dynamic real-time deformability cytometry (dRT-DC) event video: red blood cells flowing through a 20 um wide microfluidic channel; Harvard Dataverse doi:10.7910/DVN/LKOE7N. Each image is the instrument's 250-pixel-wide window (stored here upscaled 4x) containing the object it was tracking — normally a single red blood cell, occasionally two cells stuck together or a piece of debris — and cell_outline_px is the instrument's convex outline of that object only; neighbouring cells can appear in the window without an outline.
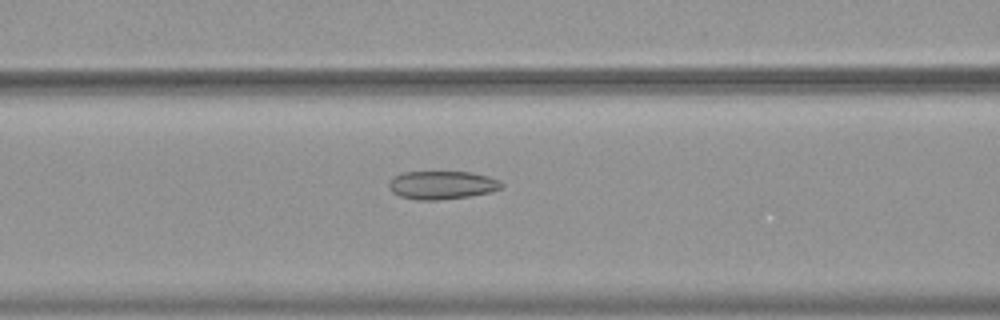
{"species": "common noctule bat (a hibernating species)", "species_latin": "Nyctalus noctula", "temperature_condition": "warm", "stored_images_in_passage": 55, "camera_frame_rate_fps": 3000, "um_per_image_px": 0.085, "animal": {"sex": "female", "body_mass_g": 19.9}, "frame": {"image": 1, "passage_image": 24, "time_ms": 7.667, "image_size_px": [1000, 320], "cell_outline_px": [[504, 184], [500, 188], [488, 192], [472, 196], [440, 200], [416, 200], [400, 196], [392, 192], [388, 188], [388, 180], [392, 176], [404, 172], [472, 172], [488, 176], [500, 180]], "centroid_in_image_um": [37.53, 15.73], "position_along_channel_um": 129.1, "area_um2": 18.79}}
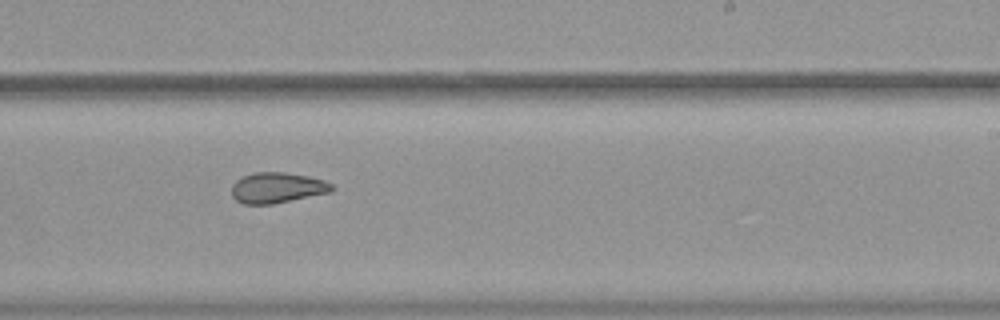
{"frame": {"image": 2, "passage_image": 35, "time_ms": 11.333, "image_size_px": [1000, 320], "cell_outline_px": [[336, 188], [332, 192], [272, 204], [244, 204], [236, 200], [232, 196], [232, 184], [236, 180], [252, 172], [284, 172], [308, 176], [324, 180], [332, 184]], "centroid_in_image_um": [23.58, 15.95], "position_along_channel_um": 265.4, "area_um2": 17.98}}
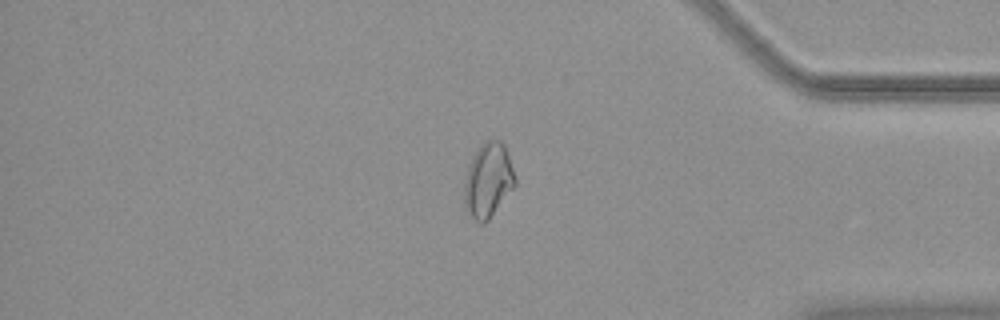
{"frame": {"image": 3, "passage_image": 47, "time_ms": 15.333, "image_size_px": [1000, 320], "cell_outline_px": [[516, 184], [488, 220], [484, 224], [480, 224], [472, 216], [464, 204], [464, 180], [468, 164], [472, 156], [480, 144], [484, 140], [500, 140], [504, 144], [516, 180]], "centroid_in_image_um": [41.47, 15.3], "position_along_channel_um": 393.7, "area_um2": 21.91}, "authors_computed_cell_mechanics": {"area_um2": 21.9062, "velocity_mm_per_s": 3.7397, "shape_relaxation_time_tau1_ms": null, "shape_relaxation_time_tau2_ms": 2.7724, "deformation_change_tau1": null, "deformation_change_tau2": 0.0925}}